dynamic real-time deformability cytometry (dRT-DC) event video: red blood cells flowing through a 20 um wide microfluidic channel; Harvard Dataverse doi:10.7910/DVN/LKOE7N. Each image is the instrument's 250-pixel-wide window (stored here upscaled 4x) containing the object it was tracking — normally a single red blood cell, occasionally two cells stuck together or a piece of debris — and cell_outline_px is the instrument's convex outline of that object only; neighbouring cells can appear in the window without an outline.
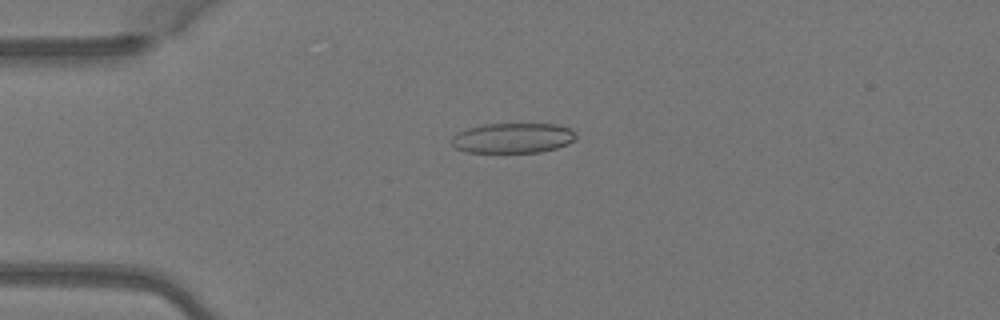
{"species": "Egyptian fruit bat (a non-hibernating species)", "species_latin": "Rousettus aegyptiacus", "temperature_condition": "warm", "stored_images_in_passage": 3, "camera_frame_rate_fps": 3000, "um_per_image_px": 0.085, "animal": {"sex": "female"}, "frame": {"image": 1, "passage_image": 1, "time_ms": 0.0, "image_size_px": [1000, 320], "cell_outline_px": [[576, 140], [568, 144], [556, 148], [540, 152], [464, 152], [456, 148], [448, 140], [456, 132], [468, 128], [484, 124], [556, 124], [572, 128], [576, 132]], "centroid_in_image_um": [43.59, 11.73], "position_along_channel_um": 41.4, "area_um2": 22.14}}
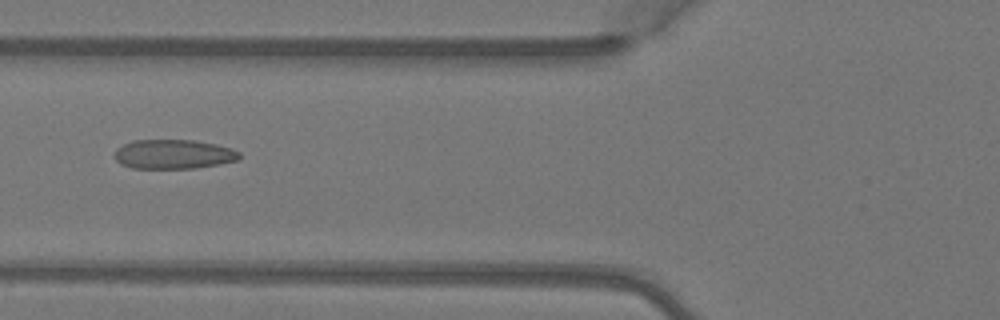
{"frame": {"image": 2, "passage_image": 3, "time_ms": 0.667, "image_size_px": [1000, 320], "cell_outline_px": [[240, 156], [236, 160], [196, 168], [132, 168], [120, 164], [112, 156], [116, 148], [132, 140], [192, 140], [216, 144], [232, 148], [240, 152]], "centroid_in_image_um": [14.69, 13.1], "position_along_channel_um": 111.1, "area_um2": 21.39}}